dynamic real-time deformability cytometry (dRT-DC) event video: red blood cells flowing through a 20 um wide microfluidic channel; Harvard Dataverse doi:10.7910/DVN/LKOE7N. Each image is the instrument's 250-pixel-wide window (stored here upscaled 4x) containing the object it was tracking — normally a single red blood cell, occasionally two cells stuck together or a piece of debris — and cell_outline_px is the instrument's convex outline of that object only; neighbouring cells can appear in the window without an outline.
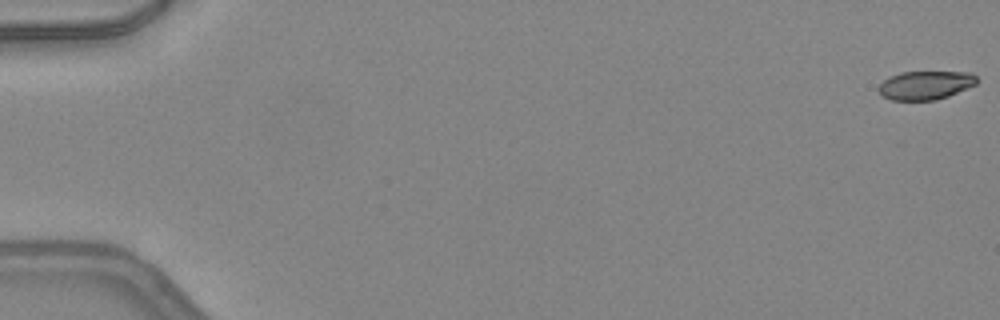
{"species": "common noctule bat (a hibernating species)", "species_latin": "Nyctalus noctula", "temperature_condition": "warm", "stored_images_in_passage": 50, "camera_frame_rate_fps": 3000, "um_per_image_px": 0.085, "animal": {"sex": "female", "body_mass_g": 24.6, "forearm_length_mm": 56.2}, "frame": {"image": 1, "passage_image": 1, "time_ms": 0.0, "image_size_px": [1000, 320], "cell_outline_px": [[980, 80], [976, 84], [948, 96], [936, 100], [892, 100], [880, 96], [876, 88], [888, 76], [900, 72], [972, 72]], "centroid_in_image_um": [78.63, 7.24], "position_along_channel_um": 6.4, "area_um2": 16.65}}
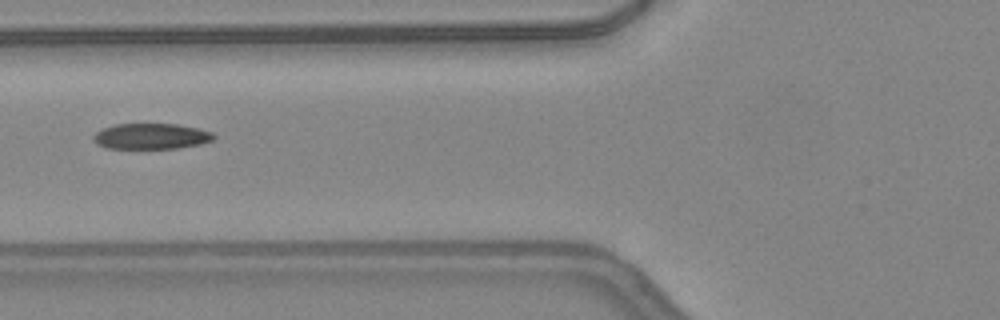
{"frame": {"image": 2, "passage_image": 21, "time_ms": 6.667, "image_size_px": [1000, 320], "cell_outline_px": [[216, 136], [212, 140], [200, 144], [176, 148], [104, 148], [96, 144], [92, 140], [92, 136], [96, 132], [104, 128], [116, 124], [176, 124], [200, 128], [212, 132]], "centroid_in_image_um": [12.83, 11.58], "position_along_channel_um": 113.0, "area_um2": 18.09}}
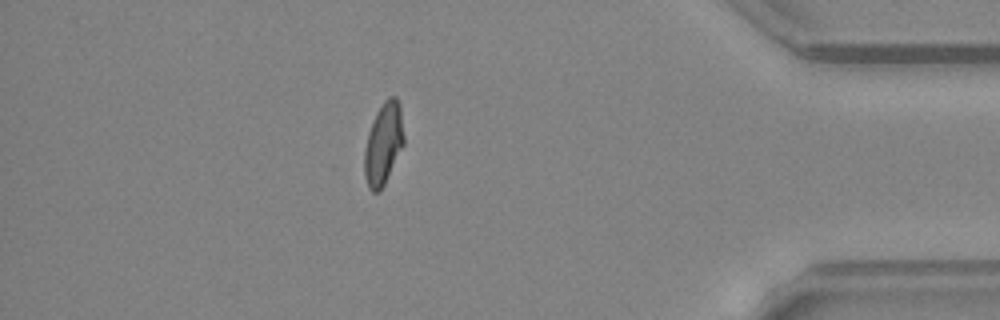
{"frame": {"image": 3, "passage_image": 44, "time_ms": 14.333, "image_size_px": [1000, 320], "cell_outline_px": [[404, 144], [380, 192], [372, 192], [368, 188], [364, 176], [364, 148], [368, 132], [372, 120], [376, 112], [384, 100], [388, 96], [396, 96], [400, 104], [404, 136]], "centroid_in_image_um": [32.58, 12.2], "position_along_channel_um": 402.6, "area_um2": 19.07}, "authors_computed_cell_mechanics": {"area_um2": 18.6116, "velocity_mm_per_s": 4.282, "shape_relaxation_time_tau1_ms": null, "shape_relaxation_time_tau2_ms": 1.8773, "deformation_change_tau1": null, "deformation_change_tau2": 0.0682}}